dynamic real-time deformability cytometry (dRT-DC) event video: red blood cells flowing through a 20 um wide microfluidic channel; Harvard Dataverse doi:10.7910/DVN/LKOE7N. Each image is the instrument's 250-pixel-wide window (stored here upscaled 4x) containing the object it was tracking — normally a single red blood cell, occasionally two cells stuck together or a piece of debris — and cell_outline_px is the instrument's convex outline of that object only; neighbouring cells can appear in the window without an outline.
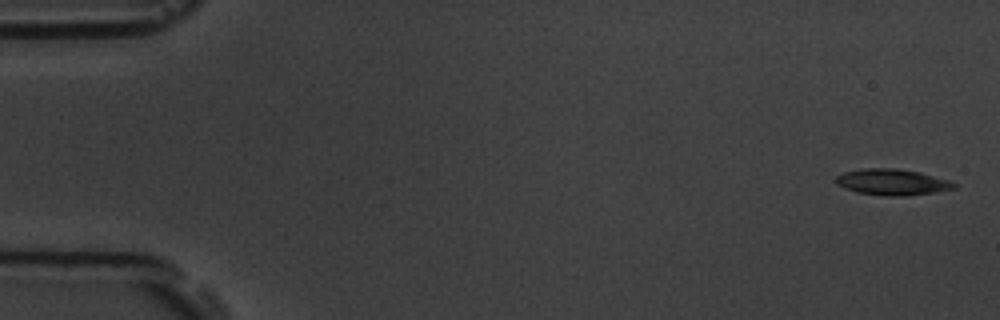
{"species": "common noctule bat (a hibernating species)", "species_latin": "Nyctalus noctula", "temperature_condition": "room temperature", "stored_images_in_passage": 7, "camera_frame_rate_fps": 3000, "um_per_image_px": 0.085, "animal": {"sex": "male", "body_mass_g": 19.5, "forearm_length_mm": 54.6}, "frame": {"image": 1, "passage_image": 1, "time_ms": 0.0, "image_size_px": [1000, 320], "cell_outline_px": [[956, 188], [932, 192], [904, 196], [880, 196], [856, 192], [844, 188], [836, 184], [836, 176], [844, 172], [864, 168], [896, 168], [920, 172], [948, 180], [956, 184]], "centroid_in_image_um": [75.79, 15.48], "position_along_channel_um": 9.2, "area_um2": 17.98}}
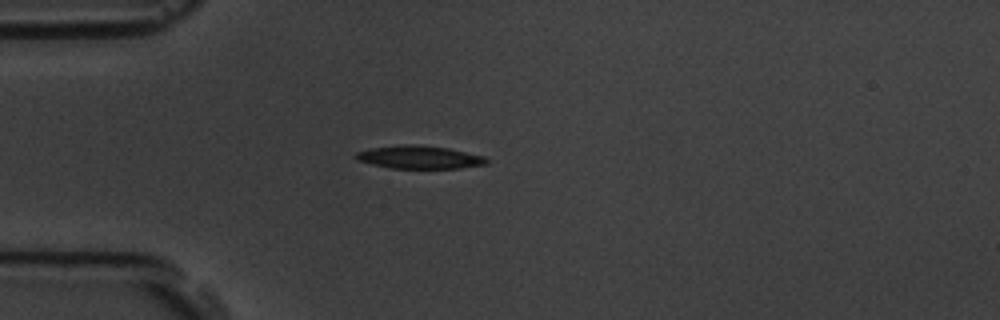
{"frame": {"image": 2, "passage_image": 5, "time_ms": 4.667, "image_size_px": [1000, 320], "cell_outline_px": [[488, 164], [460, 168], [392, 168], [372, 164], [356, 160], [356, 152], [372, 148], [400, 144], [408, 144], [448, 148], [484, 156], [488, 160]], "centroid_in_image_um": [35.66, 13.36], "position_along_channel_um": 49.3, "area_um2": 17.34}}
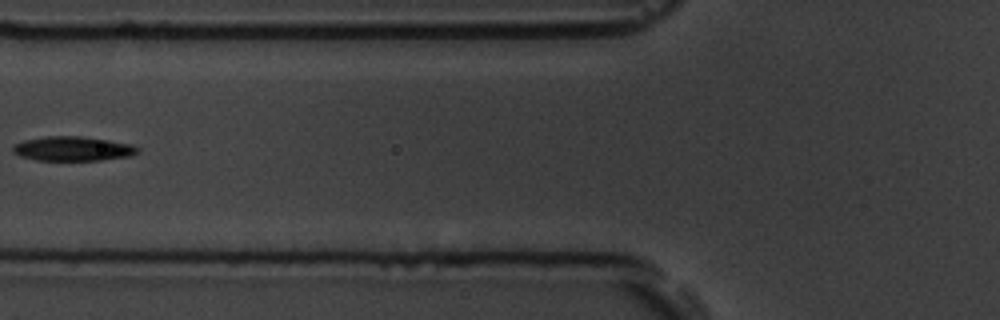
{"frame": {"image": 3, "passage_image": 7, "time_ms": 7.0, "image_size_px": [1000, 320], "cell_outline_px": [[140, 152], [132, 156], [100, 160], [36, 160], [20, 156], [12, 152], [12, 144], [24, 140], [48, 136], [80, 136], [108, 140], [132, 144], [140, 148]], "centroid_in_image_um": [6.2, 12.64], "position_along_channel_um": 119.6, "area_um2": 17.92}}